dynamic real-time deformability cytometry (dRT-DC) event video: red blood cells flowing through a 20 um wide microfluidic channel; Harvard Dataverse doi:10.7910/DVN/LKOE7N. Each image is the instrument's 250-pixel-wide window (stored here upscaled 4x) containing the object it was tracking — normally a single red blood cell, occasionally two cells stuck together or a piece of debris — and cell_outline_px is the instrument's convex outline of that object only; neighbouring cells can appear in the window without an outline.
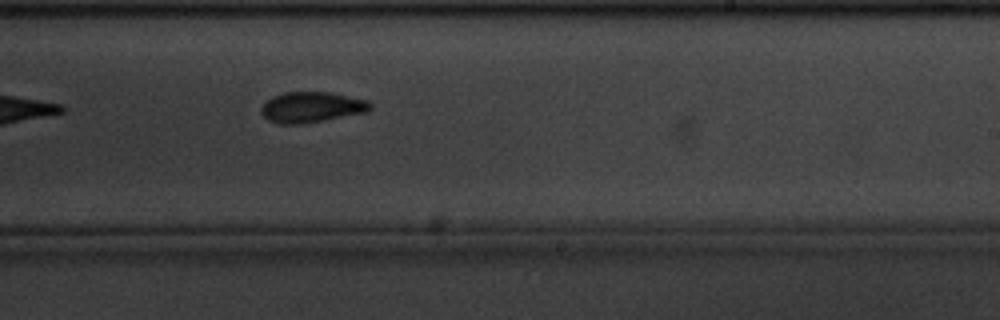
{"species": "common noctule bat (a hibernating species)", "species_latin": "Nyctalus noctula", "temperature_condition": "cold", "stored_images_in_passage": 8, "camera_frame_rate_fps": 3000, "um_per_image_px": 0.085, "animal": {"sex": "male", "body_mass_g": 20.1, "forearm_length_mm": 53.5}, "frame": {"image": 1, "passage_image": 8, "time_ms": 2.333, "image_size_px": [1000, 320], "cell_outline_px": [[372, 108], [368, 112], [324, 120], [296, 124], [280, 124], [268, 120], [260, 112], [260, 108], [272, 96], [284, 92], [328, 92], [368, 100], [372, 104]], "centroid_in_image_um": [26.49, 9.11], "position_along_channel_um": 262.5, "area_um2": 19.42}}